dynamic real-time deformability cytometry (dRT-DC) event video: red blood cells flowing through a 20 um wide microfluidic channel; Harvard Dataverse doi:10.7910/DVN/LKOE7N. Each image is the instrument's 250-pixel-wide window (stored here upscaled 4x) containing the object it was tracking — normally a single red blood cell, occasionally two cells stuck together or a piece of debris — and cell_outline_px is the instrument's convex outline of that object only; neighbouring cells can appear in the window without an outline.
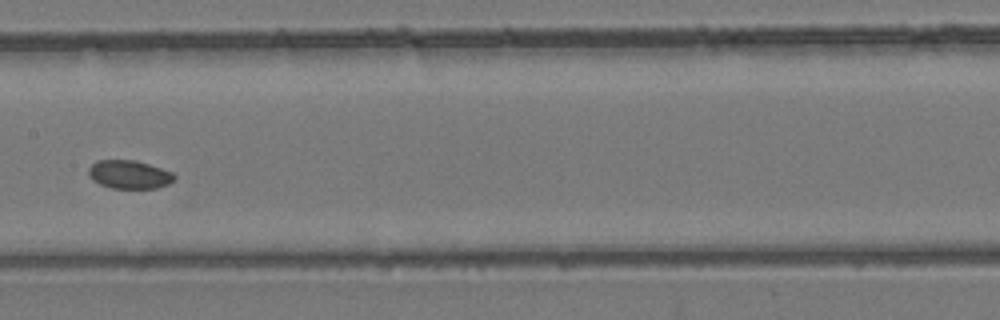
{"species": "common noctule bat (a hibernating species)", "species_latin": "Nyctalus noctula", "temperature_condition": "room temperature", "stored_images_in_passage": 27, "camera_frame_rate_fps": 3000, "um_per_image_px": 0.085, "animal": {"sex": "female", "body_mass_g": 24.6, "forearm_length_mm": 56.2}, "frame": {"image": 1, "passage_image": 12, "time_ms": 3.667, "image_size_px": [1000, 320], "cell_outline_px": [[176, 180], [168, 184], [156, 188], [112, 188], [100, 184], [92, 180], [88, 176], [88, 168], [96, 160], [136, 160], [172, 172], [176, 176]], "centroid_in_image_um": [10.98, 14.83], "position_along_channel_um": 196.4, "area_um2": 14.28}}
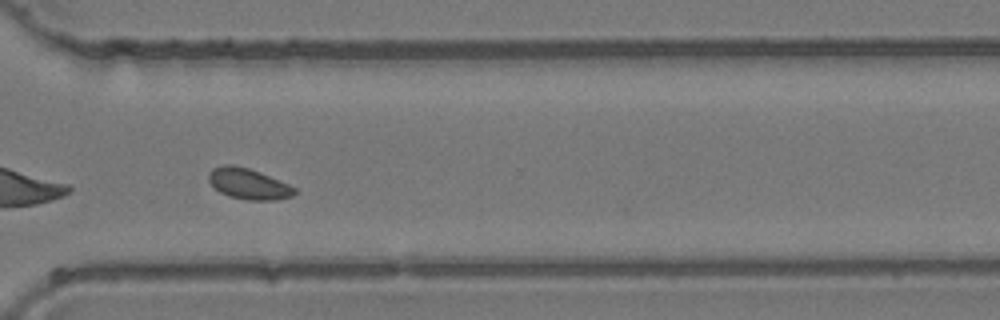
{"frame": {"image": 2, "passage_image": 22, "time_ms": 7.0, "image_size_px": [1000, 320], "cell_outline_px": [[296, 192], [292, 196], [276, 200], [248, 200], [228, 196], [220, 192], [208, 180], [208, 172], [212, 168], [224, 164], [232, 164], [248, 168], [260, 172], [288, 184], [296, 188]], "centroid_in_image_um": [21.1, 15.62], "position_along_channel_um": 349.5, "area_um2": 15.43}}